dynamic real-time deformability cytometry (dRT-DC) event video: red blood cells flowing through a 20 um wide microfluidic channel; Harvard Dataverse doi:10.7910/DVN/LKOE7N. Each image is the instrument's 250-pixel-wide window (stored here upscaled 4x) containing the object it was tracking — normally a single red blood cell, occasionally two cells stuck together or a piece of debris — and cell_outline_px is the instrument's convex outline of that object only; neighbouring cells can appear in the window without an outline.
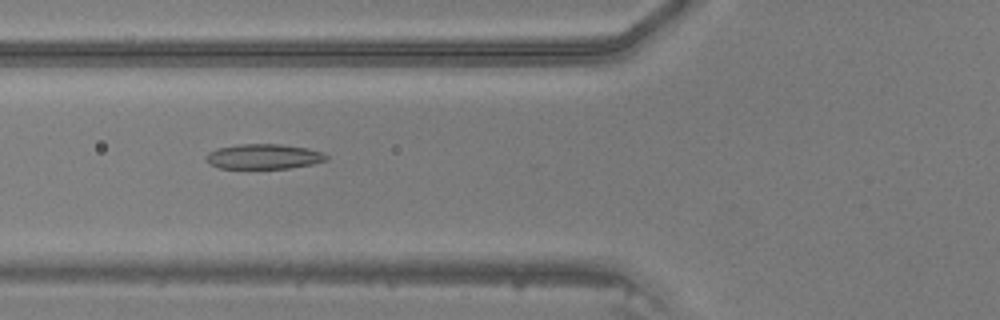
{"species": "common noctule bat (a hibernating species)", "species_latin": "Nyctalus noctula", "temperature_condition": "warm", "stored_images_in_passage": 34, "camera_frame_rate_fps": 3000, "um_per_image_px": 0.085, "animal": {"sex": "male", "body_mass_g": 20.5, "forearm_length_mm": 52.5}, "frame": {"image": 1, "passage_image": 6, "time_ms": 1.667, "image_size_px": [1000, 320], "cell_outline_px": [[328, 160], [312, 164], [288, 168], [220, 168], [208, 164], [204, 160], [204, 156], [208, 152], [216, 148], [240, 144], [280, 144], [308, 148], [324, 152], [328, 156]], "centroid_in_image_um": [22.39, 13.3], "position_along_channel_um": 103.4, "area_um2": 17.74}}
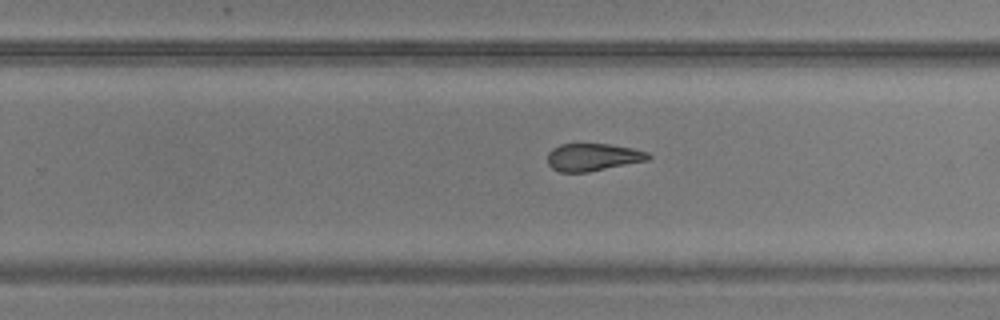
{"frame": {"image": 2, "passage_image": 18, "time_ms": 5.667, "image_size_px": [1000, 320], "cell_outline_px": [[652, 156], [648, 160], [588, 172], [560, 172], [552, 168], [548, 164], [548, 152], [552, 148], [560, 144], [608, 144], [632, 148], [648, 152]], "centroid_in_image_um": [50.39, 13.35], "position_along_channel_um": 279.4, "area_um2": 16.13}}
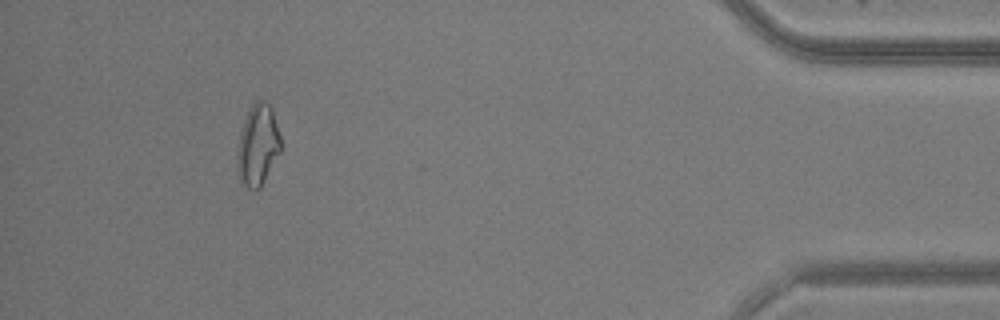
{"frame": {"image": 3, "passage_image": 31, "time_ms": 10.0, "image_size_px": [1000, 320], "cell_outline_px": [[280, 152], [260, 188], [248, 188], [240, 180], [236, 168], [236, 156], [240, 132], [248, 108], [256, 100], [264, 100], [272, 108], [280, 136]], "centroid_in_image_um": [21.89, 12.31], "position_along_channel_um": 413.3, "area_um2": 20.58}}